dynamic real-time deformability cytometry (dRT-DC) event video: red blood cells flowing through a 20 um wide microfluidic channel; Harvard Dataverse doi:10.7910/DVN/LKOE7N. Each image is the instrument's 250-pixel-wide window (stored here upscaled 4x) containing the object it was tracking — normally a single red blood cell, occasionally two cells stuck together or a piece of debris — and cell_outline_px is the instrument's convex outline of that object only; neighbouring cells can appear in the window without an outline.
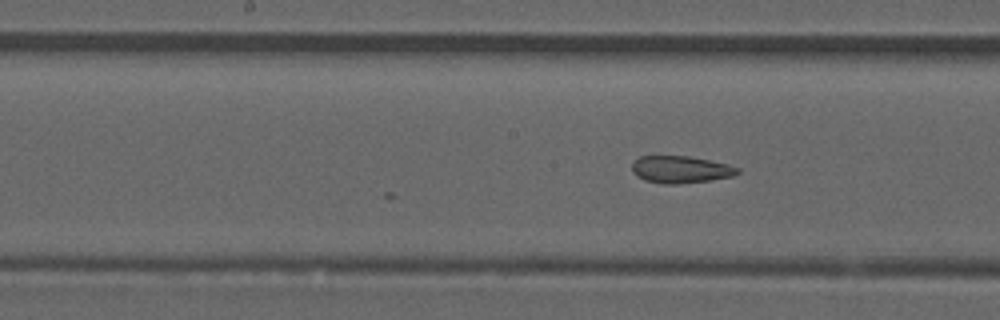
{"species": "common noctule bat (a hibernating species)", "species_latin": "Nyctalus noctula", "temperature_condition": "room temperature", "stored_images_in_passage": 26, "segment_of_instrument_passage": [2, 2], "camera_frame_rate_fps": 3000, "um_per_image_px": 0.085, "animal": {"sex": "male", "forearm_length_mm": 52.5}, "frame": {"image": 1, "passage_image": 26, "time_ms": 8.333, "image_size_px": [1000, 320], "cell_outline_px": [[740, 172], [732, 176], [712, 180], [676, 184], [660, 184], [644, 180], [636, 176], [632, 172], [632, 164], [640, 156], [688, 156], [728, 164], [740, 168]], "centroid_in_image_um": [57.84, 14.41], "position_along_channel_um": 190.4, "area_um2": 16.76}}